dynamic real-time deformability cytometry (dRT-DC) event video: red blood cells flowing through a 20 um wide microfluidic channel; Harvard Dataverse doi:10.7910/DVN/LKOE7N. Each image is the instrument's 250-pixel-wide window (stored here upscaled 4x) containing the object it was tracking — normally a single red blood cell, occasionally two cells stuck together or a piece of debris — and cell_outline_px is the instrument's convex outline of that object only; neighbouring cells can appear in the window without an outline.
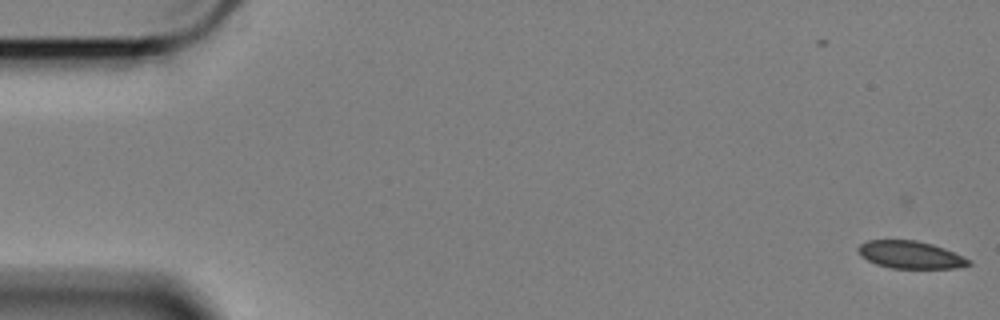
{"species": "Egyptian fruit bat (a non-hibernating species)", "species_latin": "Rousettus aegyptiacus", "temperature_condition": "cold", "stored_images_in_passage": 18, "camera_frame_rate_fps": 3000, "um_per_image_px": 0.085, "animal": {"sex": "female"}, "frame": {"image": 1, "passage_image": 1, "time_ms": 0.0, "image_size_px": [1000, 320], "cell_outline_px": [[972, 264], [956, 268], [892, 268], [876, 264], [860, 256], [856, 248], [860, 244], [868, 240], [916, 240], [932, 244], [944, 248], [972, 260]], "centroid_in_image_um": [77.38, 21.65], "position_along_channel_um": 7.6, "area_um2": 17.74}}
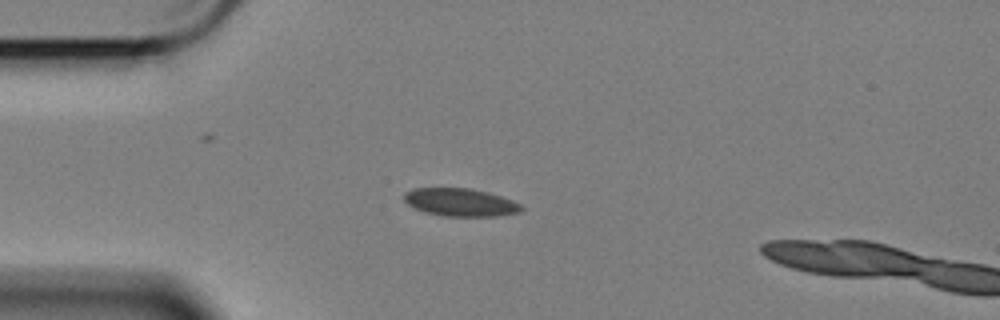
{"frame": {"image": 2, "passage_image": 15, "time_ms": 4.667, "image_size_px": [1000, 320], "cell_outline_px": [[524, 208], [520, 212], [496, 216], [444, 216], [424, 212], [408, 204], [404, 200], [404, 192], [412, 188], [472, 188], [488, 192], [512, 200], [520, 204]], "centroid_in_image_um": [39.12, 17.19], "position_along_channel_um": 45.9, "area_um2": 19.07}}